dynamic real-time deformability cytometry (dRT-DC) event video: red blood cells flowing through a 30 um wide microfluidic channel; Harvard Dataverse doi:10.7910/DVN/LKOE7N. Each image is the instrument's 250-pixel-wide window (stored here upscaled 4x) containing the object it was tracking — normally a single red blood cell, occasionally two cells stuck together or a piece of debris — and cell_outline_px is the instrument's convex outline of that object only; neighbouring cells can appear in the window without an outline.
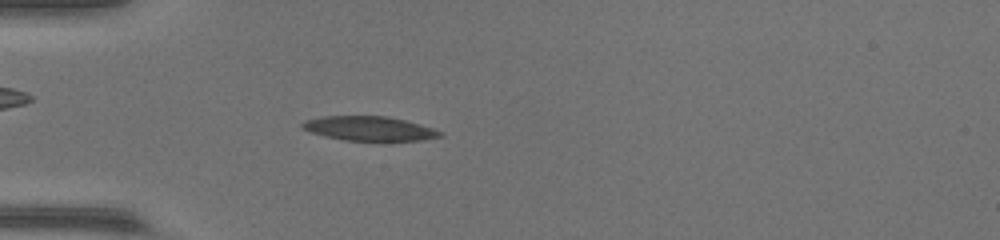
{"species": "common noctule bat (a hibernating species)", "species_latin": "Nyctalus noctula", "temperature_condition": "warm", "stored_images_in_passage": 56, "camera_frame_rate_fps": 3000, "um_per_image_px": 0.085, "animal": {"sex": "female", "body_mass_g": 17.0, "forearm_length_mm": 48.0}, "frame": {"image": 1, "passage_image": 18, "time_ms": 5.667, "image_size_px": [1000, 240], "cell_outline_px": [[444, 136], [424, 140], [380, 144], [344, 140], [324, 136], [300, 128], [300, 124], [304, 120], [320, 116], [388, 116], [420, 124], [444, 132]], "centroid_in_image_um": [31.44, 10.98], "position_along_channel_um": 53.6, "area_um2": 20.75}}
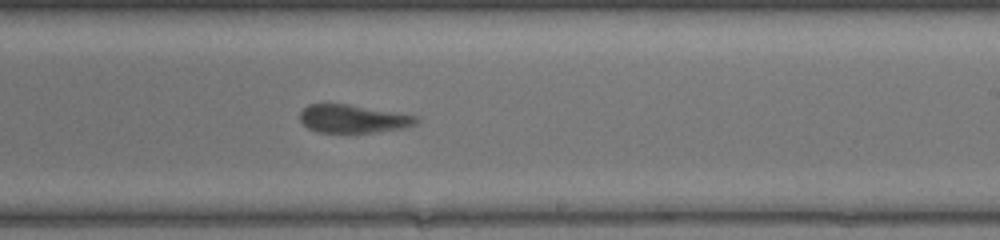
{"frame": {"image": 2, "passage_image": 35, "time_ms": 11.333, "image_size_px": [1000, 240], "cell_outline_px": [[420, 120], [416, 124], [404, 128], [376, 132], [316, 132], [308, 128], [300, 120], [300, 112], [308, 104], [348, 104], [420, 116]], "centroid_in_image_um": [30.05, 10.09], "position_along_channel_um": 259.0, "area_um2": 19.13}}
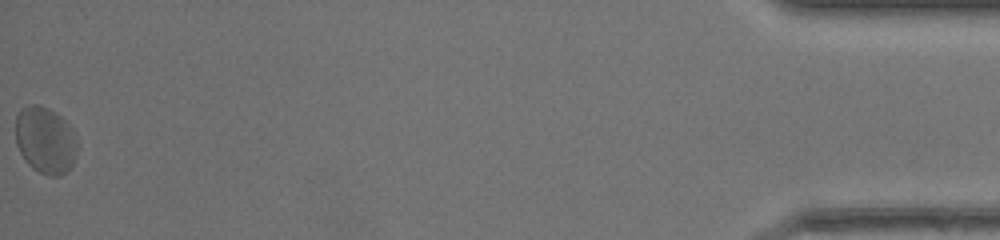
{"frame": {"image": 3, "passage_image": 56, "time_ms": 18.333, "image_size_px": [1000, 240], "cell_outline_px": [[76, 156], [72, 164], [60, 176], [48, 176], [32, 168], [24, 160], [16, 144], [16, 116], [20, 108], [28, 104], [36, 104], [48, 108], [60, 116], [64, 120], [72, 132], [76, 140]], "centroid_in_image_um": [3.81, 11.91], "position_along_channel_um": 431.4, "area_um2": 23.87}}